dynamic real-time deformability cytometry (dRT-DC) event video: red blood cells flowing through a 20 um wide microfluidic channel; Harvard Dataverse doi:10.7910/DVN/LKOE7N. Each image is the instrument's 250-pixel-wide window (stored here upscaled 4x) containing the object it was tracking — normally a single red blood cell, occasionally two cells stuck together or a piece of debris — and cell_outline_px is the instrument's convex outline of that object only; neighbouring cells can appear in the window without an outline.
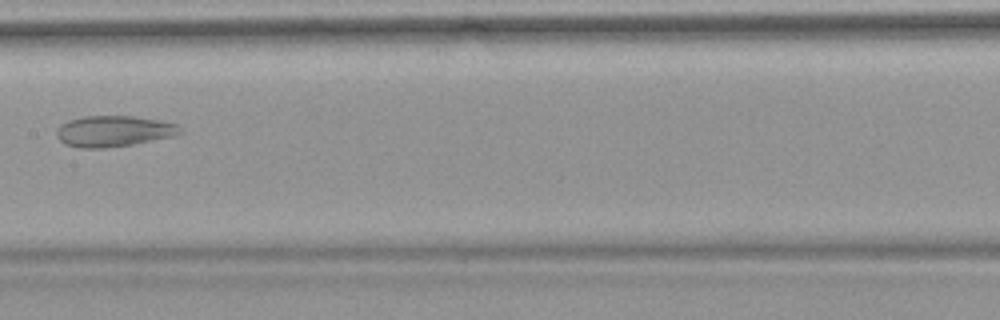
{"species": "common noctule bat (a hibernating species)", "species_latin": "Nyctalus noctula", "temperature_condition": "warm", "stored_images_in_passage": 4, "camera_frame_rate_fps": 3000, "um_per_image_px": 0.085, "animal": {"sex": "female", "body_mass_g": 18.4}, "frame": {"image": 1, "passage_image": 4, "time_ms": 3.333, "image_size_px": [1000, 320], "cell_outline_px": [[184, 132], [172, 136], [132, 144], [104, 148], [80, 148], [64, 144], [56, 136], [56, 132], [60, 124], [68, 120], [84, 116], [132, 116], [156, 120], [176, 124]], "centroid_in_image_um": [9.61, 11.15], "position_along_channel_um": 197.8, "area_um2": 22.14}}